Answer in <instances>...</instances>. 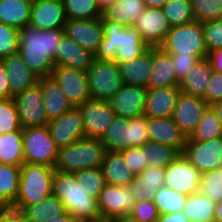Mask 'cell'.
Segmentation results:
<instances>
[{"label":"cell","instance_id":"7bdbcfd3","mask_svg":"<svg viewBox=\"0 0 222 222\" xmlns=\"http://www.w3.org/2000/svg\"><path fill=\"white\" fill-rule=\"evenodd\" d=\"M75 178L79 184L83 186L89 192L91 198L97 199L100 192L106 185L105 178L100 167L80 170L74 172Z\"/></svg>","mask_w":222,"mask_h":222},{"label":"cell","instance_id":"44dd1931","mask_svg":"<svg viewBox=\"0 0 222 222\" xmlns=\"http://www.w3.org/2000/svg\"><path fill=\"white\" fill-rule=\"evenodd\" d=\"M147 132L151 142L171 146L183 153L188 138L172 117L148 118Z\"/></svg>","mask_w":222,"mask_h":222},{"label":"cell","instance_id":"f546056e","mask_svg":"<svg viewBox=\"0 0 222 222\" xmlns=\"http://www.w3.org/2000/svg\"><path fill=\"white\" fill-rule=\"evenodd\" d=\"M101 171L107 184L128 186L135 175L119 151H105Z\"/></svg>","mask_w":222,"mask_h":222},{"label":"cell","instance_id":"d6986e66","mask_svg":"<svg viewBox=\"0 0 222 222\" xmlns=\"http://www.w3.org/2000/svg\"><path fill=\"white\" fill-rule=\"evenodd\" d=\"M62 0H33L29 25L39 30L64 29L66 24Z\"/></svg>","mask_w":222,"mask_h":222},{"label":"cell","instance_id":"f5cc1de1","mask_svg":"<svg viewBox=\"0 0 222 222\" xmlns=\"http://www.w3.org/2000/svg\"><path fill=\"white\" fill-rule=\"evenodd\" d=\"M134 175H139L145 168L144 152L140 147H129L119 151Z\"/></svg>","mask_w":222,"mask_h":222},{"label":"cell","instance_id":"816d5d0a","mask_svg":"<svg viewBox=\"0 0 222 222\" xmlns=\"http://www.w3.org/2000/svg\"><path fill=\"white\" fill-rule=\"evenodd\" d=\"M172 64L175 69L177 83L180 85L192 68L207 57H195L192 55H171Z\"/></svg>","mask_w":222,"mask_h":222},{"label":"cell","instance_id":"1f68e13d","mask_svg":"<svg viewBox=\"0 0 222 222\" xmlns=\"http://www.w3.org/2000/svg\"><path fill=\"white\" fill-rule=\"evenodd\" d=\"M145 8L143 0H117L103 13L101 19L117 22L124 27H133Z\"/></svg>","mask_w":222,"mask_h":222},{"label":"cell","instance_id":"9c48e42d","mask_svg":"<svg viewBox=\"0 0 222 222\" xmlns=\"http://www.w3.org/2000/svg\"><path fill=\"white\" fill-rule=\"evenodd\" d=\"M136 199L128 186L107 184L97 198V207L102 220L127 218Z\"/></svg>","mask_w":222,"mask_h":222},{"label":"cell","instance_id":"ab89813d","mask_svg":"<svg viewBox=\"0 0 222 222\" xmlns=\"http://www.w3.org/2000/svg\"><path fill=\"white\" fill-rule=\"evenodd\" d=\"M187 196L171 188L162 186L154 193L153 202L160 215L176 213L183 210Z\"/></svg>","mask_w":222,"mask_h":222},{"label":"cell","instance_id":"52a82bcc","mask_svg":"<svg viewBox=\"0 0 222 222\" xmlns=\"http://www.w3.org/2000/svg\"><path fill=\"white\" fill-rule=\"evenodd\" d=\"M24 162L54 167L58 148L47 125L22 129Z\"/></svg>","mask_w":222,"mask_h":222},{"label":"cell","instance_id":"8d00e7d4","mask_svg":"<svg viewBox=\"0 0 222 222\" xmlns=\"http://www.w3.org/2000/svg\"><path fill=\"white\" fill-rule=\"evenodd\" d=\"M128 127L129 119L116 116L101 139L105 149L108 151H121L129 148Z\"/></svg>","mask_w":222,"mask_h":222},{"label":"cell","instance_id":"74e56055","mask_svg":"<svg viewBox=\"0 0 222 222\" xmlns=\"http://www.w3.org/2000/svg\"><path fill=\"white\" fill-rule=\"evenodd\" d=\"M146 168H166L178 155L179 152L171 146L148 141L142 145Z\"/></svg>","mask_w":222,"mask_h":222},{"label":"cell","instance_id":"8fae6325","mask_svg":"<svg viewBox=\"0 0 222 222\" xmlns=\"http://www.w3.org/2000/svg\"><path fill=\"white\" fill-rule=\"evenodd\" d=\"M78 108L83 119L85 137L102 139L116 117L109 101L89 99Z\"/></svg>","mask_w":222,"mask_h":222},{"label":"cell","instance_id":"d6a6232c","mask_svg":"<svg viewBox=\"0 0 222 222\" xmlns=\"http://www.w3.org/2000/svg\"><path fill=\"white\" fill-rule=\"evenodd\" d=\"M213 73L207 58L200 60L179 85L181 92L203 98Z\"/></svg>","mask_w":222,"mask_h":222},{"label":"cell","instance_id":"11a10c76","mask_svg":"<svg viewBox=\"0 0 222 222\" xmlns=\"http://www.w3.org/2000/svg\"><path fill=\"white\" fill-rule=\"evenodd\" d=\"M0 98L1 99H10V86L8 75L6 74L4 63L0 59Z\"/></svg>","mask_w":222,"mask_h":222},{"label":"cell","instance_id":"4316f807","mask_svg":"<svg viewBox=\"0 0 222 222\" xmlns=\"http://www.w3.org/2000/svg\"><path fill=\"white\" fill-rule=\"evenodd\" d=\"M38 84L42 91L46 117L49 121L60 117L73 107L52 75L39 78Z\"/></svg>","mask_w":222,"mask_h":222},{"label":"cell","instance_id":"be15d7a7","mask_svg":"<svg viewBox=\"0 0 222 222\" xmlns=\"http://www.w3.org/2000/svg\"><path fill=\"white\" fill-rule=\"evenodd\" d=\"M210 107L215 111L216 116L218 117V119L222 124V100L213 103L212 105H210Z\"/></svg>","mask_w":222,"mask_h":222},{"label":"cell","instance_id":"7dc6e473","mask_svg":"<svg viewBox=\"0 0 222 222\" xmlns=\"http://www.w3.org/2000/svg\"><path fill=\"white\" fill-rule=\"evenodd\" d=\"M19 31L0 22V59L18 53Z\"/></svg>","mask_w":222,"mask_h":222},{"label":"cell","instance_id":"94428289","mask_svg":"<svg viewBox=\"0 0 222 222\" xmlns=\"http://www.w3.org/2000/svg\"><path fill=\"white\" fill-rule=\"evenodd\" d=\"M117 0H97L100 12H106Z\"/></svg>","mask_w":222,"mask_h":222},{"label":"cell","instance_id":"681fc988","mask_svg":"<svg viewBox=\"0 0 222 222\" xmlns=\"http://www.w3.org/2000/svg\"><path fill=\"white\" fill-rule=\"evenodd\" d=\"M160 214L153 200L145 199L136 202L128 216L134 222H157Z\"/></svg>","mask_w":222,"mask_h":222},{"label":"cell","instance_id":"836d02e7","mask_svg":"<svg viewBox=\"0 0 222 222\" xmlns=\"http://www.w3.org/2000/svg\"><path fill=\"white\" fill-rule=\"evenodd\" d=\"M215 204L216 202L198 191L187 196L182 211L190 222H209L214 219Z\"/></svg>","mask_w":222,"mask_h":222},{"label":"cell","instance_id":"6da1fadb","mask_svg":"<svg viewBox=\"0 0 222 222\" xmlns=\"http://www.w3.org/2000/svg\"><path fill=\"white\" fill-rule=\"evenodd\" d=\"M64 35V29L39 30L30 25L20 29L18 54L38 78L52 74L54 57Z\"/></svg>","mask_w":222,"mask_h":222},{"label":"cell","instance_id":"f6af8a7d","mask_svg":"<svg viewBox=\"0 0 222 222\" xmlns=\"http://www.w3.org/2000/svg\"><path fill=\"white\" fill-rule=\"evenodd\" d=\"M195 21H206L222 18V0H191Z\"/></svg>","mask_w":222,"mask_h":222},{"label":"cell","instance_id":"91938a15","mask_svg":"<svg viewBox=\"0 0 222 222\" xmlns=\"http://www.w3.org/2000/svg\"><path fill=\"white\" fill-rule=\"evenodd\" d=\"M45 222H79L71 213L68 211L62 215L56 216L51 220Z\"/></svg>","mask_w":222,"mask_h":222},{"label":"cell","instance_id":"003e7915","mask_svg":"<svg viewBox=\"0 0 222 222\" xmlns=\"http://www.w3.org/2000/svg\"><path fill=\"white\" fill-rule=\"evenodd\" d=\"M112 222H134L131 219L127 218H119V219H115Z\"/></svg>","mask_w":222,"mask_h":222},{"label":"cell","instance_id":"e0dca14e","mask_svg":"<svg viewBox=\"0 0 222 222\" xmlns=\"http://www.w3.org/2000/svg\"><path fill=\"white\" fill-rule=\"evenodd\" d=\"M64 33L82 48L96 55L104 36L102 19L67 20Z\"/></svg>","mask_w":222,"mask_h":222},{"label":"cell","instance_id":"6f0895ef","mask_svg":"<svg viewBox=\"0 0 222 222\" xmlns=\"http://www.w3.org/2000/svg\"><path fill=\"white\" fill-rule=\"evenodd\" d=\"M157 222H190L183 211L160 215Z\"/></svg>","mask_w":222,"mask_h":222},{"label":"cell","instance_id":"e575fe53","mask_svg":"<svg viewBox=\"0 0 222 222\" xmlns=\"http://www.w3.org/2000/svg\"><path fill=\"white\" fill-rule=\"evenodd\" d=\"M0 163L15 166L24 163L22 129L0 134Z\"/></svg>","mask_w":222,"mask_h":222},{"label":"cell","instance_id":"9f6ffc18","mask_svg":"<svg viewBox=\"0 0 222 222\" xmlns=\"http://www.w3.org/2000/svg\"><path fill=\"white\" fill-rule=\"evenodd\" d=\"M207 59L209 60L213 71L222 74V48L209 52Z\"/></svg>","mask_w":222,"mask_h":222},{"label":"cell","instance_id":"277c9868","mask_svg":"<svg viewBox=\"0 0 222 222\" xmlns=\"http://www.w3.org/2000/svg\"><path fill=\"white\" fill-rule=\"evenodd\" d=\"M105 151L101 139L83 137L58 149L54 169L64 173H74L101 167Z\"/></svg>","mask_w":222,"mask_h":222},{"label":"cell","instance_id":"7a4b0ae2","mask_svg":"<svg viewBox=\"0 0 222 222\" xmlns=\"http://www.w3.org/2000/svg\"><path fill=\"white\" fill-rule=\"evenodd\" d=\"M104 36L95 59L122 63L142 56L149 46L141 39L134 27H124L121 24L102 20Z\"/></svg>","mask_w":222,"mask_h":222},{"label":"cell","instance_id":"ffe728a7","mask_svg":"<svg viewBox=\"0 0 222 222\" xmlns=\"http://www.w3.org/2000/svg\"><path fill=\"white\" fill-rule=\"evenodd\" d=\"M147 90V88L123 84L109 100L115 115L127 119L144 115Z\"/></svg>","mask_w":222,"mask_h":222},{"label":"cell","instance_id":"d4e9b609","mask_svg":"<svg viewBox=\"0 0 222 222\" xmlns=\"http://www.w3.org/2000/svg\"><path fill=\"white\" fill-rule=\"evenodd\" d=\"M10 209L19 212L25 222H45L67 212L63 202L54 194H50L39 203L13 205Z\"/></svg>","mask_w":222,"mask_h":222},{"label":"cell","instance_id":"4fadbf2b","mask_svg":"<svg viewBox=\"0 0 222 222\" xmlns=\"http://www.w3.org/2000/svg\"><path fill=\"white\" fill-rule=\"evenodd\" d=\"M202 174L222 166V137L206 141H187L182 153Z\"/></svg>","mask_w":222,"mask_h":222},{"label":"cell","instance_id":"f907efd6","mask_svg":"<svg viewBox=\"0 0 222 222\" xmlns=\"http://www.w3.org/2000/svg\"><path fill=\"white\" fill-rule=\"evenodd\" d=\"M207 53L222 48V18L202 23Z\"/></svg>","mask_w":222,"mask_h":222},{"label":"cell","instance_id":"03108f58","mask_svg":"<svg viewBox=\"0 0 222 222\" xmlns=\"http://www.w3.org/2000/svg\"><path fill=\"white\" fill-rule=\"evenodd\" d=\"M9 209L10 207L0 200V217H2Z\"/></svg>","mask_w":222,"mask_h":222},{"label":"cell","instance_id":"a7ac6f4b","mask_svg":"<svg viewBox=\"0 0 222 222\" xmlns=\"http://www.w3.org/2000/svg\"><path fill=\"white\" fill-rule=\"evenodd\" d=\"M95 222H112L111 220H100V221H95Z\"/></svg>","mask_w":222,"mask_h":222},{"label":"cell","instance_id":"b9f144b4","mask_svg":"<svg viewBox=\"0 0 222 222\" xmlns=\"http://www.w3.org/2000/svg\"><path fill=\"white\" fill-rule=\"evenodd\" d=\"M67 20L97 19L102 13L97 5V0H62Z\"/></svg>","mask_w":222,"mask_h":222},{"label":"cell","instance_id":"db71d44e","mask_svg":"<svg viewBox=\"0 0 222 222\" xmlns=\"http://www.w3.org/2000/svg\"><path fill=\"white\" fill-rule=\"evenodd\" d=\"M203 99L209 105L222 100V74L213 71Z\"/></svg>","mask_w":222,"mask_h":222},{"label":"cell","instance_id":"7c38bea8","mask_svg":"<svg viewBox=\"0 0 222 222\" xmlns=\"http://www.w3.org/2000/svg\"><path fill=\"white\" fill-rule=\"evenodd\" d=\"M13 100L22 129L48 124L49 120L46 117L43 95L38 83L15 96Z\"/></svg>","mask_w":222,"mask_h":222},{"label":"cell","instance_id":"4dcf8cb0","mask_svg":"<svg viewBox=\"0 0 222 222\" xmlns=\"http://www.w3.org/2000/svg\"><path fill=\"white\" fill-rule=\"evenodd\" d=\"M33 0H0V22L22 29L29 25Z\"/></svg>","mask_w":222,"mask_h":222},{"label":"cell","instance_id":"9a60e30c","mask_svg":"<svg viewBox=\"0 0 222 222\" xmlns=\"http://www.w3.org/2000/svg\"><path fill=\"white\" fill-rule=\"evenodd\" d=\"M47 126L58 149L85 137L83 119L78 107H72L60 117L51 119Z\"/></svg>","mask_w":222,"mask_h":222},{"label":"cell","instance_id":"c3c4849f","mask_svg":"<svg viewBox=\"0 0 222 222\" xmlns=\"http://www.w3.org/2000/svg\"><path fill=\"white\" fill-rule=\"evenodd\" d=\"M148 117L140 115L129 119V147H141L150 141L147 132Z\"/></svg>","mask_w":222,"mask_h":222},{"label":"cell","instance_id":"ba28073f","mask_svg":"<svg viewBox=\"0 0 222 222\" xmlns=\"http://www.w3.org/2000/svg\"><path fill=\"white\" fill-rule=\"evenodd\" d=\"M91 99L109 101L122 87L119 65L95 59L87 71Z\"/></svg>","mask_w":222,"mask_h":222},{"label":"cell","instance_id":"8992f818","mask_svg":"<svg viewBox=\"0 0 222 222\" xmlns=\"http://www.w3.org/2000/svg\"><path fill=\"white\" fill-rule=\"evenodd\" d=\"M159 47L170 55L208 56L203 26L198 21L171 27Z\"/></svg>","mask_w":222,"mask_h":222},{"label":"cell","instance_id":"680465c9","mask_svg":"<svg viewBox=\"0 0 222 222\" xmlns=\"http://www.w3.org/2000/svg\"><path fill=\"white\" fill-rule=\"evenodd\" d=\"M0 222H25L19 212L9 209L2 217Z\"/></svg>","mask_w":222,"mask_h":222},{"label":"cell","instance_id":"6125c7cd","mask_svg":"<svg viewBox=\"0 0 222 222\" xmlns=\"http://www.w3.org/2000/svg\"><path fill=\"white\" fill-rule=\"evenodd\" d=\"M148 8H162L167 0H143Z\"/></svg>","mask_w":222,"mask_h":222},{"label":"cell","instance_id":"603a6c76","mask_svg":"<svg viewBox=\"0 0 222 222\" xmlns=\"http://www.w3.org/2000/svg\"><path fill=\"white\" fill-rule=\"evenodd\" d=\"M95 60V55L82 48L64 35L54 57L55 66H68L81 71H88Z\"/></svg>","mask_w":222,"mask_h":222},{"label":"cell","instance_id":"ac0fdd59","mask_svg":"<svg viewBox=\"0 0 222 222\" xmlns=\"http://www.w3.org/2000/svg\"><path fill=\"white\" fill-rule=\"evenodd\" d=\"M209 107L203 98L181 92L172 118L188 138Z\"/></svg>","mask_w":222,"mask_h":222},{"label":"cell","instance_id":"ee69618b","mask_svg":"<svg viewBox=\"0 0 222 222\" xmlns=\"http://www.w3.org/2000/svg\"><path fill=\"white\" fill-rule=\"evenodd\" d=\"M199 192L214 202L222 201V166L201 174Z\"/></svg>","mask_w":222,"mask_h":222},{"label":"cell","instance_id":"7402d4cb","mask_svg":"<svg viewBox=\"0 0 222 222\" xmlns=\"http://www.w3.org/2000/svg\"><path fill=\"white\" fill-rule=\"evenodd\" d=\"M180 93V87L148 89L144 115L148 118L172 117Z\"/></svg>","mask_w":222,"mask_h":222},{"label":"cell","instance_id":"d590c367","mask_svg":"<svg viewBox=\"0 0 222 222\" xmlns=\"http://www.w3.org/2000/svg\"><path fill=\"white\" fill-rule=\"evenodd\" d=\"M21 166L0 163V200L10 208L19 193Z\"/></svg>","mask_w":222,"mask_h":222},{"label":"cell","instance_id":"30bf717a","mask_svg":"<svg viewBox=\"0 0 222 222\" xmlns=\"http://www.w3.org/2000/svg\"><path fill=\"white\" fill-rule=\"evenodd\" d=\"M201 173L182 154L165 168L164 186L190 195L199 191Z\"/></svg>","mask_w":222,"mask_h":222},{"label":"cell","instance_id":"89a4df30","mask_svg":"<svg viewBox=\"0 0 222 222\" xmlns=\"http://www.w3.org/2000/svg\"><path fill=\"white\" fill-rule=\"evenodd\" d=\"M209 222H220V221H218V220H216V219H212V220H210Z\"/></svg>","mask_w":222,"mask_h":222},{"label":"cell","instance_id":"83f0119b","mask_svg":"<svg viewBox=\"0 0 222 222\" xmlns=\"http://www.w3.org/2000/svg\"><path fill=\"white\" fill-rule=\"evenodd\" d=\"M153 68L147 89L180 87L175 76L171 55L160 47H152Z\"/></svg>","mask_w":222,"mask_h":222},{"label":"cell","instance_id":"484cf974","mask_svg":"<svg viewBox=\"0 0 222 222\" xmlns=\"http://www.w3.org/2000/svg\"><path fill=\"white\" fill-rule=\"evenodd\" d=\"M117 64L123 84L147 88L153 68L152 47L140 57Z\"/></svg>","mask_w":222,"mask_h":222},{"label":"cell","instance_id":"f1b7e54d","mask_svg":"<svg viewBox=\"0 0 222 222\" xmlns=\"http://www.w3.org/2000/svg\"><path fill=\"white\" fill-rule=\"evenodd\" d=\"M165 168H145L139 175H135L128 187L132 191L136 202L142 199L151 201L154 193L164 186Z\"/></svg>","mask_w":222,"mask_h":222},{"label":"cell","instance_id":"cb8c5ba5","mask_svg":"<svg viewBox=\"0 0 222 222\" xmlns=\"http://www.w3.org/2000/svg\"><path fill=\"white\" fill-rule=\"evenodd\" d=\"M8 75L11 98L38 83V77L30 71L18 53L1 59Z\"/></svg>","mask_w":222,"mask_h":222},{"label":"cell","instance_id":"f35d334b","mask_svg":"<svg viewBox=\"0 0 222 222\" xmlns=\"http://www.w3.org/2000/svg\"><path fill=\"white\" fill-rule=\"evenodd\" d=\"M222 137V124L215 111L209 107L187 141H206Z\"/></svg>","mask_w":222,"mask_h":222},{"label":"cell","instance_id":"3957f363","mask_svg":"<svg viewBox=\"0 0 222 222\" xmlns=\"http://www.w3.org/2000/svg\"><path fill=\"white\" fill-rule=\"evenodd\" d=\"M52 194L56 195L65 205L66 210L79 222L100 221L97 199L91 198L89 192L79 184L74 173L54 172Z\"/></svg>","mask_w":222,"mask_h":222},{"label":"cell","instance_id":"60d3db41","mask_svg":"<svg viewBox=\"0 0 222 222\" xmlns=\"http://www.w3.org/2000/svg\"><path fill=\"white\" fill-rule=\"evenodd\" d=\"M162 10L171 27L195 21L191 0H167Z\"/></svg>","mask_w":222,"mask_h":222},{"label":"cell","instance_id":"5bb4252c","mask_svg":"<svg viewBox=\"0 0 222 222\" xmlns=\"http://www.w3.org/2000/svg\"><path fill=\"white\" fill-rule=\"evenodd\" d=\"M51 75L73 107H78L91 99L86 71L68 66H54Z\"/></svg>","mask_w":222,"mask_h":222},{"label":"cell","instance_id":"e7e4bbea","mask_svg":"<svg viewBox=\"0 0 222 222\" xmlns=\"http://www.w3.org/2000/svg\"><path fill=\"white\" fill-rule=\"evenodd\" d=\"M214 219L222 222V201H218L215 204Z\"/></svg>","mask_w":222,"mask_h":222},{"label":"cell","instance_id":"bcb514c9","mask_svg":"<svg viewBox=\"0 0 222 222\" xmlns=\"http://www.w3.org/2000/svg\"><path fill=\"white\" fill-rule=\"evenodd\" d=\"M22 129L13 98L0 100V134Z\"/></svg>","mask_w":222,"mask_h":222},{"label":"cell","instance_id":"2e32d148","mask_svg":"<svg viewBox=\"0 0 222 222\" xmlns=\"http://www.w3.org/2000/svg\"><path fill=\"white\" fill-rule=\"evenodd\" d=\"M133 27L149 47H159L171 29L162 8L146 7Z\"/></svg>","mask_w":222,"mask_h":222},{"label":"cell","instance_id":"5b68a950","mask_svg":"<svg viewBox=\"0 0 222 222\" xmlns=\"http://www.w3.org/2000/svg\"><path fill=\"white\" fill-rule=\"evenodd\" d=\"M54 167L24 162L21 166L19 193L14 205L39 203L52 194Z\"/></svg>","mask_w":222,"mask_h":222}]
</instances>
